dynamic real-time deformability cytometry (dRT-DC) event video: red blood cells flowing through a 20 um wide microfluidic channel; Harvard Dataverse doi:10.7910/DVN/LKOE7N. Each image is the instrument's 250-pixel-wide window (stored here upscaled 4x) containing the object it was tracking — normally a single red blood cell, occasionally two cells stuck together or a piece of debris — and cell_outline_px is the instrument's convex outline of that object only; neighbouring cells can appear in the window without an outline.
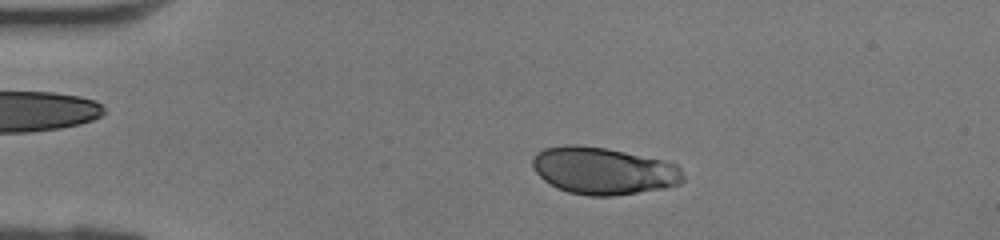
{"species": "human", "species_latin": "Homo sapiens", "temperature_condition": "room temperature", "stored_images_in_passage": 40, "camera_frame_rate_fps": 3000, "um_per_image_px": 0.085, "donor": {"sex": "female"}, "frame": {"image": 1, "passage_image": 7, "time_ms": 2.0, "image_size_px": [1000, 240], "cell_outline_px": [[684, 180], [680, 184], [664, 188], [612, 196], [588, 196], [568, 192], [556, 188], [544, 180], [532, 168], [532, 156], [536, 152], [544, 148], [564, 144], [576, 144], [608, 148], [660, 160], [676, 164], [680, 168], [684, 176]], "centroid_in_image_um": [51.24, 14.51], "position_along_channel_um": 33.8, "area_um2": 41.62}}
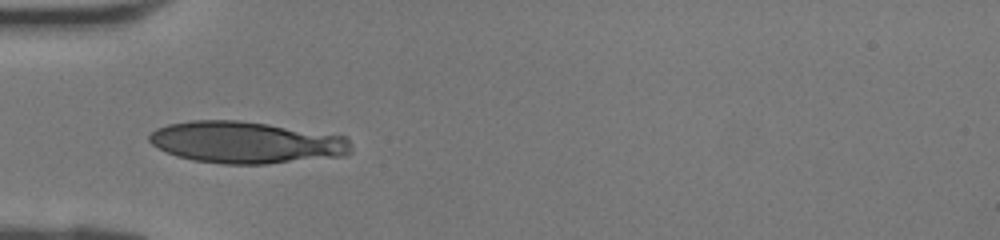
{"frame": {"image": 2, "passage_image": 12, "time_ms": 3.667, "image_size_px": [1000, 240], "cell_outline_px": [[352, 152], [344, 156], [268, 164], [224, 164], [192, 160], [176, 156], [152, 144], [148, 140], [148, 136], [156, 128], [168, 124], [188, 120], [240, 120], [268, 124], [348, 136], [352, 144]], "centroid_in_image_um": [20.96, 12.1], "position_along_channel_um": 64.0, "area_um2": 49.59}}
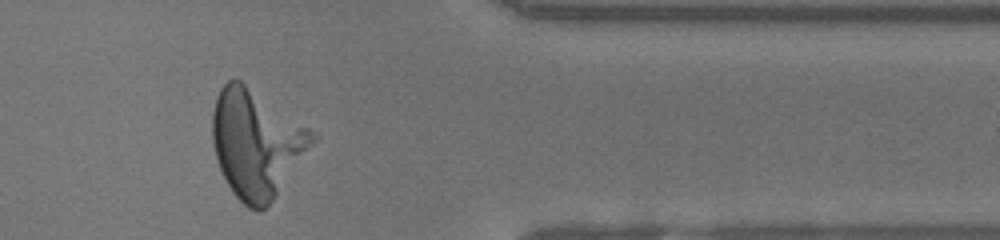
{"frame": {"image": 3, "passage_image": 33, "time_ms": 10.667, "image_size_px": [1000, 240], "cell_outline_px": [[316, 140], [272, 200], [260, 212], [256, 212], [248, 208], [232, 192], [220, 168], [216, 156], [212, 140], [212, 112], [216, 96], [220, 88], [228, 80], [240, 80], [308, 128], [316, 136]], "centroid_in_image_um": [21.75, 12.2], "position_along_channel_um": 389.7, "area_um2": 61.67}}